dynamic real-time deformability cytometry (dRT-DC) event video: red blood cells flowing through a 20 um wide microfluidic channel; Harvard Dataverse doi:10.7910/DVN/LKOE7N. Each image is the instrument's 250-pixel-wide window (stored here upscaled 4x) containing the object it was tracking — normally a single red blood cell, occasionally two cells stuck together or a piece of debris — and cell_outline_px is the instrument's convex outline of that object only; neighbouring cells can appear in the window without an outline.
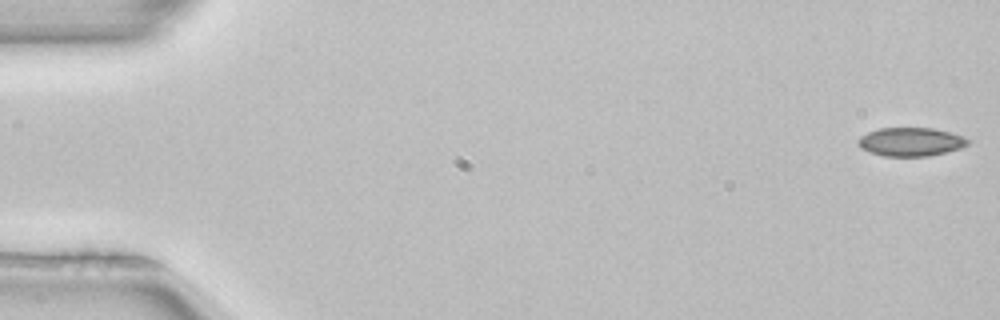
{"species": "common noctule bat (a hibernating species)", "species_latin": "Nyctalus noctula", "temperature_condition": "room temperature", "stored_images_in_passage": 51, "camera_frame_rate_fps": 3000, "um_per_image_px": 0.085, "animal": {"sex": "female", "body_mass_g": 22.7, "forearm_length_mm": 54.2}, "frame": {"image": 1, "passage_image": 1, "time_ms": 0.0, "image_size_px": [1000, 320], "cell_outline_px": [[968, 144], [960, 148], [928, 156], [884, 156], [860, 148], [856, 140], [860, 136], [868, 132], [880, 128], [932, 128], [964, 136], [968, 140]], "centroid_in_image_um": [77.38, 12.05], "position_along_channel_um": 7.6, "area_um2": 18.09}}
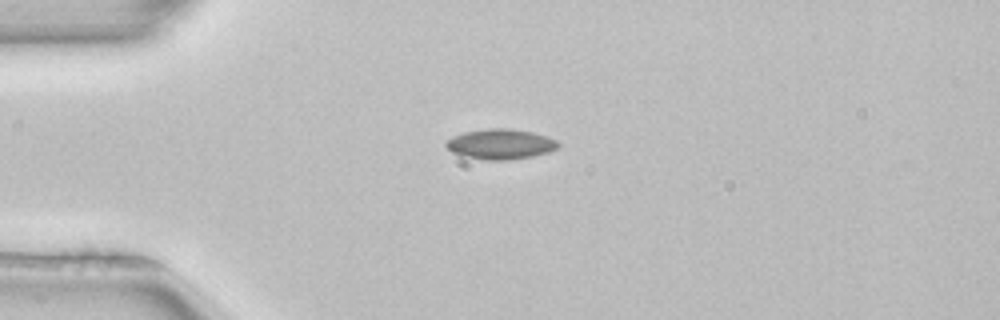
{"frame": {"image": 2, "passage_image": 13, "time_ms": 4.0, "image_size_px": [1000, 320], "cell_outline_px": [[560, 144], [556, 148], [548, 152], [532, 156], [508, 160], [484, 160], [460, 156], [452, 152], [444, 144], [452, 136], [464, 132], [484, 128], [508, 128], [532, 132], [548, 136], [556, 140]], "centroid_in_image_um": [42.51, 12.25], "position_along_channel_um": 42.5, "area_um2": 19.88}}
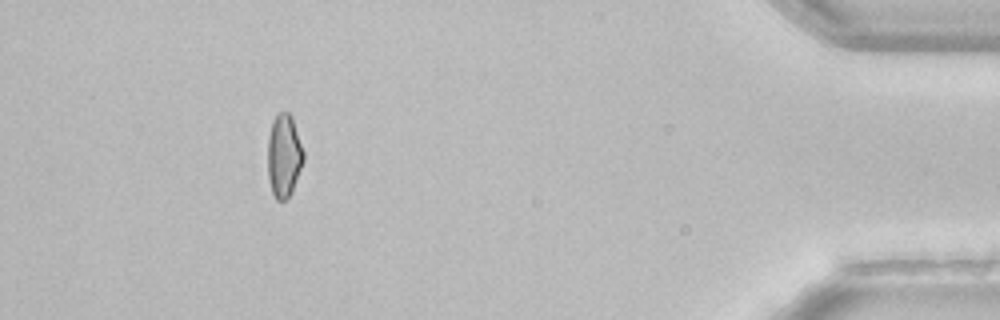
{"frame": {"image": 3, "passage_image": 47, "time_ms": 15.333, "image_size_px": [1000, 320], "cell_outline_px": [[304, 160], [292, 192], [284, 200], [276, 200], [272, 192], [268, 180], [268, 136], [272, 120], [276, 112], [288, 112], [292, 116], [304, 152]], "centroid_in_image_um": [24.13, 13.21], "position_along_channel_um": 411.1, "area_um2": 17.51}, "authors_computed_cell_mechanics": {"area_um2": 18.496, "velocity_mm_per_s": 3.9967, "shape_relaxation_time_tau1_ms": 9.8136, "shape_relaxation_time_tau2_ms": null, "deformation_change_tau1": 0.1585, "deformation_change_tau2": null}}